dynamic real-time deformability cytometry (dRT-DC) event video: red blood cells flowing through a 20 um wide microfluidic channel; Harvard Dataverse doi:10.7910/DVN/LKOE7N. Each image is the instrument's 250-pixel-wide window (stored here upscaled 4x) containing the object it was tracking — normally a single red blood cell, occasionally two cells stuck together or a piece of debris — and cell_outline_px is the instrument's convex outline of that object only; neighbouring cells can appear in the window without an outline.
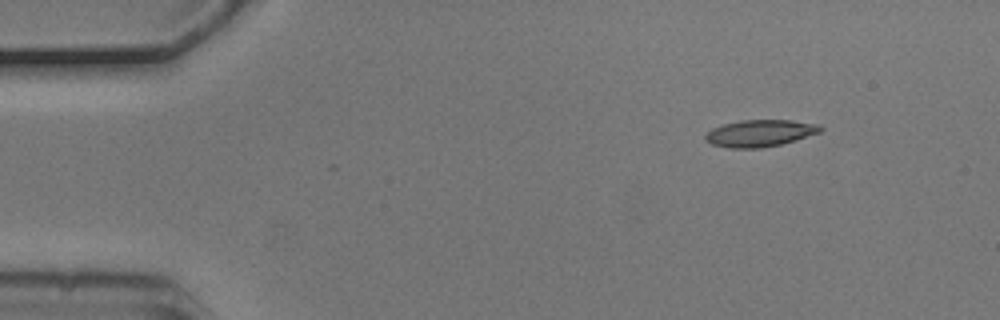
{"species": "common noctule bat (a hibernating species)", "species_latin": "Nyctalus noctula", "temperature_condition": "cold", "stored_images_in_passage": 3, "camera_frame_rate_fps": 3000, "um_per_image_px": 0.085, "animal": {"sex": "male", "body_mass_g": 20.5, "forearm_length_mm": 52.5}, "frame": {"image": 1, "passage_image": 1, "time_ms": 0.0, "image_size_px": [1000, 320], "cell_outline_px": [[824, 128], [820, 132], [796, 140], [780, 144], [760, 148], [732, 148], [712, 144], [704, 140], [704, 136], [712, 128], [724, 124], [740, 120], [792, 120], [820, 124]], "centroid_in_image_um": [64.61, 11.31], "position_along_channel_um": 20.4, "area_um2": 18.03}}